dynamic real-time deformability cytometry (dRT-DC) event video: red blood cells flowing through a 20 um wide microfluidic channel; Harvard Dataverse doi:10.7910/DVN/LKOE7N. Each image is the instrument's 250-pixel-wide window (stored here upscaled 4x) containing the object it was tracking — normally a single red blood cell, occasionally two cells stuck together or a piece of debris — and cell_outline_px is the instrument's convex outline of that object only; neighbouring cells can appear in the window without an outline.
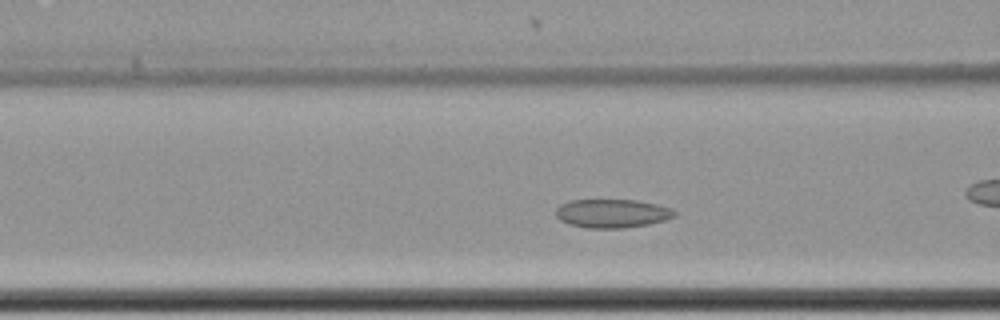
{"species": "common noctule bat (a hibernating species)", "species_latin": "Nyctalus noctula", "temperature_condition": "cold", "stored_images_in_passage": 61, "camera_frame_rate_fps": 3000, "um_per_image_px": 0.085, "animal": {"sex": "female", "body_mass_g": 22.7, "forearm_length_mm": 54.2}, "frame": {"image": 1, "passage_image": 24, "time_ms": 7.667, "image_size_px": [1000, 320], "cell_outline_px": [[676, 216], [664, 220], [648, 224], [624, 228], [588, 228], [568, 224], [560, 220], [556, 216], [556, 208], [560, 204], [568, 200], [636, 200], [656, 204], [672, 208], [676, 212]], "centroid_in_image_um": [52.01, 18.14], "position_along_channel_um": 114.6, "area_um2": 19.88}}
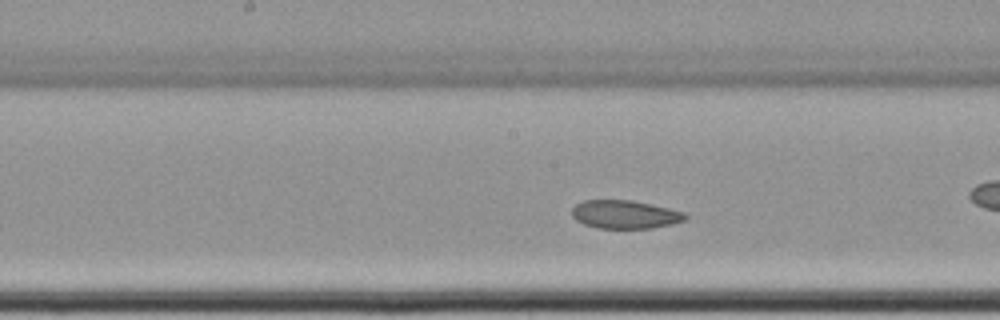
{"frame": {"image": 2, "passage_image": 31, "time_ms": 10.0, "image_size_px": [1000, 320], "cell_outline_px": [[688, 216], [684, 220], [672, 224], [652, 228], [596, 228], [584, 224], [576, 220], [572, 216], [572, 208], [576, 204], [584, 200], [632, 200], [668, 208], [684, 212]], "centroid_in_image_um": [53.1, 18.23], "position_along_channel_um": 195.1, "area_um2": 18.67}}
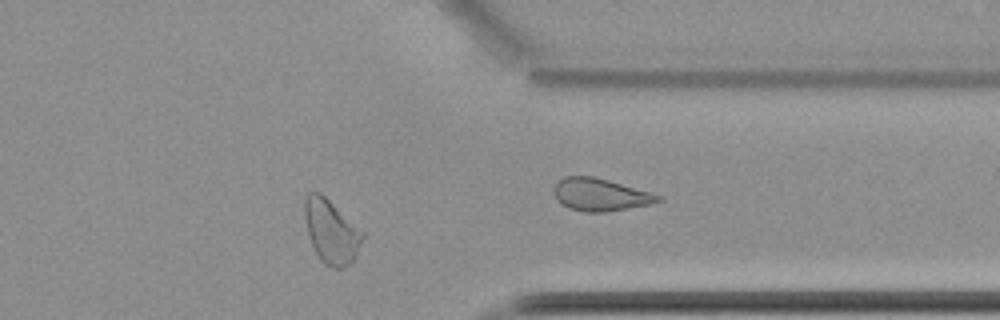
{"frame": {"image": 3, "passage_image": 48, "time_ms": 15.667, "image_size_px": [1000, 320], "cell_outline_px": [[364, 236], [352, 260], [344, 268], [332, 268], [324, 264], [320, 260], [312, 244], [308, 232], [304, 216], [304, 200], [308, 192], [320, 192], [364, 232]], "centroid_in_image_um": [28.13, 19.67], "position_along_channel_um": 383.3, "area_um2": 21.15}, "authors_computed_cell_mechanics": {"area_um2": 21.5594, "velocity_mm_per_s": 3.4571, "shape_relaxation_time_tau1_ms": null, "shape_relaxation_time_tau2_ms": 7.2117, "deformation_change_tau1": null, "deformation_change_tau2": 0.0891}}